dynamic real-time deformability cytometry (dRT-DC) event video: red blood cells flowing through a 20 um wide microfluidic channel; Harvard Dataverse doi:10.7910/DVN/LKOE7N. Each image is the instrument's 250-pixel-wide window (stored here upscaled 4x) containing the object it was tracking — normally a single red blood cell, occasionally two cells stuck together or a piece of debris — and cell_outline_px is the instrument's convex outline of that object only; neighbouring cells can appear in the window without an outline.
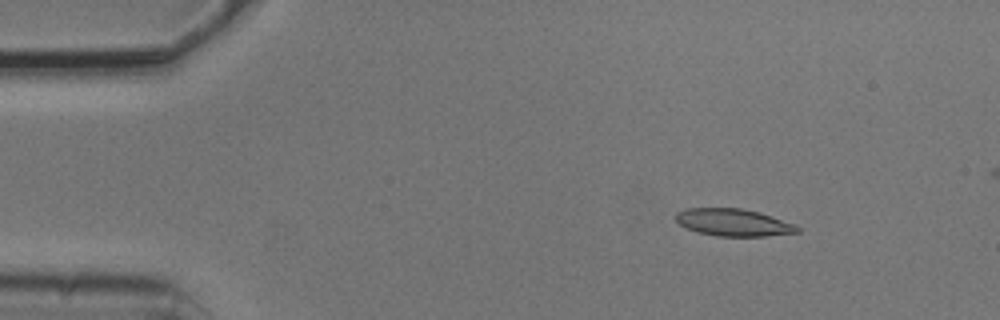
{"species": "common noctule bat (a hibernating species)", "species_latin": "Nyctalus noctula", "temperature_condition": "cold", "stored_images_in_passage": 4, "camera_frame_rate_fps": 3000, "um_per_image_px": 0.085, "animal": {"sex": "male", "body_mass_g": 20.5, "forearm_length_mm": 52.5}, "frame": {"image": 1, "passage_image": 1, "time_ms": 0.0, "image_size_px": [1000, 320], "cell_outline_px": [[800, 232], [768, 236], [716, 236], [696, 232], [680, 224], [676, 220], [676, 212], [688, 208], [740, 208], [760, 212], [796, 224], [800, 228]], "centroid_in_image_um": [62.38, 18.91], "position_along_channel_um": 22.6, "area_um2": 19.42}}
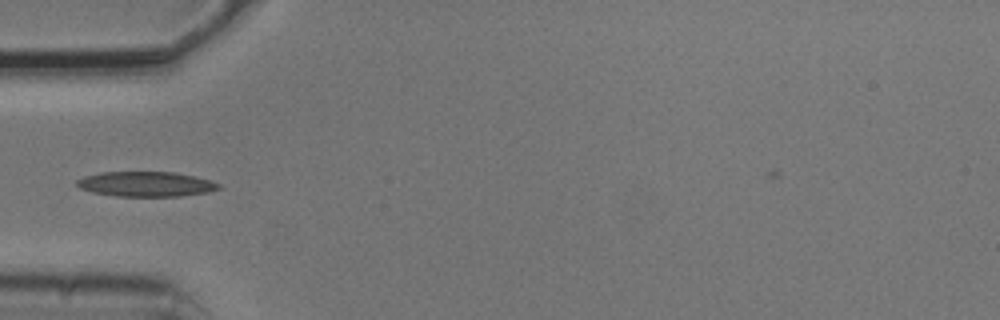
{"frame": {"image": 2, "passage_image": 4, "time_ms": 1.0, "image_size_px": [1000, 320], "cell_outline_px": [[220, 188], [208, 192], [180, 196], [116, 196], [92, 192], [80, 188], [76, 184], [76, 180], [84, 176], [100, 172], [176, 172], [196, 176], [220, 184]], "centroid_in_image_um": [12.39, 15.64], "position_along_channel_um": 72.6, "area_um2": 20.63}}